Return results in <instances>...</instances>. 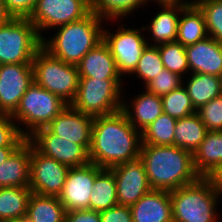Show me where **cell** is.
Instances as JSON below:
<instances>
[{
  "instance_id": "30",
  "label": "cell",
  "mask_w": 222,
  "mask_h": 222,
  "mask_svg": "<svg viewBox=\"0 0 222 222\" xmlns=\"http://www.w3.org/2000/svg\"><path fill=\"white\" fill-rule=\"evenodd\" d=\"M147 0H93L90 3L91 11H93L100 18L110 22L118 20L121 22L123 17H128L132 12L144 7ZM141 6V7H140Z\"/></svg>"
},
{
  "instance_id": "39",
  "label": "cell",
  "mask_w": 222,
  "mask_h": 222,
  "mask_svg": "<svg viewBox=\"0 0 222 222\" xmlns=\"http://www.w3.org/2000/svg\"><path fill=\"white\" fill-rule=\"evenodd\" d=\"M7 12L14 18H28L37 0H3Z\"/></svg>"
},
{
  "instance_id": "34",
  "label": "cell",
  "mask_w": 222,
  "mask_h": 222,
  "mask_svg": "<svg viewBox=\"0 0 222 222\" xmlns=\"http://www.w3.org/2000/svg\"><path fill=\"white\" fill-rule=\"evenodd\" d=\"M161 98L163 112L170 117L180 119L196 113L191 99L183 85Z\"/></svg>"
},
{
  "instance_id": "8",
  "label": "cell",
  "mask_w": 222,
  "mask_h": 222,
  "mask_svg": "<svg viewBox=\"0 0 222 222\" xmlns=\"http://www.w3.org/2000/svg\"><path fill=\"white\" fill-rule=\"evenodd\" d=\"M42 39L28 18L12 17L0 25V65L32 63Z\"/></svg>"
},
{
  "instance_id": "21",
  "label": "cell",
  "mask_w": 222,
  "mask_h": 222,
  "mask_svg": "<svg viewBox=\"0 0 222 222\" xmlns=\"http://www.w3.org/2000/svg\"><path fill=\"white\" fill-rule=\"evenodd\" d=\"M31 142L25 139L0 165V188L29 187Z\"/></svg>"
},
{
  "instance_id": "45",
  "label": "cell",
  "mask_w": 222,
  "mask_h": 222,
  "mask_svg": "<svg viewBox=\"0 0 222 222\" xmlns=\"http://www.w3.org/2000/svg\"><path fill=\"white\" fill-rule=\"evenodd\" d=\"M17 147H0V165L5 162Z\"/></svg>"
},
{
  "instance_id": "11",
  "label": "cell",
  "mask_w": 222,
  "mask_h": 222,
  "mask_svg": "<svg viewBox=\"0 0 222 222\" xmlns=\"http://www.w3.org/2000/svg\"><path fill=\"white\" fill-rule=\"evenodd\" d=\"M70 167L40 153L31 143L29 188L39 195L58 196Z\"/></svg>"
},
{
  "instance_id": "47",
  "label": "cell",
  "mask_w": 222,
  "mask_h": 222,
  "mask_svg": "<svg viewBox=\"0 0 222 222\" xmlns=\"http://www.w3.org/2000/svg\"><path fill=\"white\" fill-rule=\"evenodd\" d=\"M220 83H221V90H222V72H221V75H220Z\"/></svg>"
},
{
  "instance_id": "16",
  "label": "cell",
  "mask_w": 222,
  "mask_h": 222,
  "mask_svg": "<svg viewBox=\"0 0 222 222\" xmlns=\"http://www.w3.org/2000/svg\"><path fill=\"white\" fill-rule=\"evenodd\" d=\"M93 120L94 117L68 105L46 127L57 136L75 144L83 145L89 151Z\"/></svg>"
},
{
  "instance_id": "26",
  "label": "cell",
  "mask_w": 222,
  "mask_h": 222,
  "mask_svg": "<svg viewBox=\"0 0 222 222\" xmlns=\"http://www.w3.org/2000/svg\"><path fill=\"white\" fill-rule=\"evenodd\" d=\"M189 75L191 77L187 82L183 79V86L195 110L222 93L220 77L201 73H189Z\"/></svg>"
},
{
  "instance_id": "43",
  "label": "cell",
  "mask_w": 222,
  "mask_h": 222,
  "mask_svg": "<svg viewBox=\"0 0 222 222\" xmlns=\"http://www.w3.org/2000/svg\"><path fill=\"white\" fill-rule=\"evenodd\" d=\"M150 1V0H147ZM155 1V3H158V5L160 6H178V7H187L190 4L193 3V1H189V0H152Z\"/></svg>"
},
{
  "instance_id": "5",
  "label": "cell",
  "mask_w": 222,
  "mask_h": 222,
  "mask_svg": "<svg viewBox=\"0 0 222 222\" xmlns=\"http://www.w3.org/2000/svg\"><path fill=\"white\" fill-rule=\"evenodd\" d=\"M67 106L60 97L34 82L11 117L17 123L20 133L27 139L37 129L46 127ZM21 124L26 128L19 127Z\"/></svg>"
},
{
  "instance_id": "18",
  "label": "cell",
  "mask_w": 222,
  "mask_h": 222,
  "mask_svg": "<svg viewBox=\"0 0 222 222\" xmlns=\"http://www.w3.org/2000/svg\"><path fill=\"white\" fill-rule=\"evenodd\" d=\"M133 222H173L170 192L151 190L130 206Z\"/></svg>"
},
{
  "instance_id": "1",
  "label": "cell",
  "mask_w": 222,
  "mask_h": 222,
  "mask_svg": "<svg viewBox=\"0 0 222 222\" xmlns=\"http://www.w3.org/2000/svg\"><path fill=\"white\" fill-rule=\"evenodd\" d=\"M141 132L122 110L93 120L89 158L101 168H111L139 157Z\"/></svg>"
},
{
  "instance_id": "6",
  "label": "cell",
  "mask_w": 222,
  "mask_h": 222,
  "mask_svg": "<svg viewBox=\"0 0 222 222\" xmlns=\"http://www.w3.org/2000/svg\"><path fill=\"white\" fill-rule=\"evenodd\" d=\"M34 82L70 105L77 94L78 67L52 56L41 47L32 61Z\"/></svg>"
},
{
  "instance_id": "4",
  "label": "cell",
  "mask_w": 222,
  "mask_h": 222,
  "mask_svg": "<svg viewBox=\"0 0 222 222\" xmlns=\"http://www.w3.org/2000/svg\"><path fill=\"white\" fill-rule=\"evenodd\" d=\"M219 198L208 177L170 191L173 222H220L216 213Z\"/></svg>"
},
{
  "instance_id": "44",
  "label": "cell",
  "mask_w": 222,
  "mask_h": 222,
  "mask_svg": "<svg viewBox=\"0 0 222 222\" xmlns=\"http://www.w3.org/2000/svg\"><path fill=\"white\" fill-rule=\"evenodd\" d=\"M12 16L7 12L3 0H0V25L7 23Z\"/></svg>"
},
{
  "instance_id": "10",
  "label": "cell",
  "mask_w": 222,
  "mask_h": 222,
  "mask_svg": "<svg viewBox=\"0 0 222 222\" xmlns=\"http://www.w3.org/2000/svg\"><path fill=\"white\" fill-rule=\"evenodd\" d=\"M90 12L91 6L87 0H37L28 19L43 39V31L78 21Z\"/></svg>"
},
{
  "instance_id": "41",
  "label": "cell",
  "mask_w": 222,
  "mask_h": 222,
  "mask_svg": "<svg viewBox=\"0 0 222 222\" xmlns=\"http://www.w3.org/2000/svg\"><path fill=\"white\" fill-rule=\"evenodd\" d=\"M65 222H100V214L89 209L66 212Z\"/></svg>"
},
{
  "instance_id": "35",
  "label": "cell",
  "mask_w": 222,
  "mask_h": 222,
  "mask_svg": "<svg viewBox=\"0 0 222 222\" xmlns=\"http://www.w3.org/2000/svg\"><path fill=\"white\" fill-rule=\"evenodd\" d=\"M203 12L208 35L222 43V0H193Z\"/></svg>"
},
{
  "instance_id": "36",
  "label": "cell",
  "mask_w": 222,
  "mask_h": 222,
  "mask_svg": "<svg viewBox=\"0 0 222 222\" xmlns=\"http://www.w3.org/2000/svg\"><path fill=\"white\" fill-rule=\"evenodd\" d=\"M182 79L183 77L180 75L164 69L145 86V89L152 94L162 97L182 86Z\"/></svg>"
},
{
  "instance_id": "29",
  "label": "cell",
  "mask_w": 222,
  "mask_h": 222,
  "mask_svg": "<svg viewBox=\"0 0 222 222\" xmlns=\"http://www.w3.org/2000/svg\"><path fill=\"white\" fill-rule=\"evenodd\" d=\"M31 193L29 187L0 188V222L24 218Z\"/></svg>"
},
{
  "instance_id": "2",
  "label": "cell",
  "mask_w": 222,
  "mask_h": 222,
  "mask_svg": "<svg viewBox=\"0 0 222 222\" xmlns=\"http://www.w3.org/2000/svg\"><path fill=\"white\" fill-rule=\"evenodd\" d=\"M139 157L152 190L170 192L201 177L193 165V154L175 145L142 144Z\"/></svg>"
},
{
  "instance_id": "3",
  "label": "cell",
  "mask_w": 222,
  "mask_h": 222,
  "mask_svg": "<svg viewBox=\"0 0 222 222\" xmlns=\"http://www.w3.org/2000/svg\"><path fill=\"white\" fill-rule=\"evenodd\" d=\"M105 19L91 11L86 17L55 28L49 39H42V47L52 56L77 66L84 55L103 40Z\"/></svg>"
},
{
  "instance_id": "7",
  "label": "cell",
  "mask_w": 222,
  "mask_h": 222,
  "mask_svg": "<svg viewBox=\"0 0 222 222\" xmlns=\"http://www.w3.org/2000/svg\"><path fill=\"white\" fill-rule=\"evenodd\" d=\"M122 81V79L79 78L77 94L70 105L94 118L122 110Z\"/></svg>"
},
{
  "instance_id": "17",
  "label": "cell",
  "mask_w": 222,
  "mask_h": 222,
  "mask_svg": "<svg viewBox=\"0 0 222 222\" xmlns=\"http://www.w3.org/2000/svg\"><path fill=\"white\" fill-rule=\"evenodd\" d=\"M190 73L220 77L222 72V43L208 36L185 46Z\"/></svg>"
},
{
  "instance_id": "37",
  "label": "cell",
  "mask_w": 222,
  "mask_h": 222,
  "mask_svg": "<svg viewBox=\"0 0 222 222\" xmlns=\"http://www.w3.org/2000/svg\"><path fill=\"white\" fill-rule=\"evenodd\" d=\"M196 113L208 131H222V93L201 106Z\"/></svg>"
},
{
  "instance_id": "28",
  "label": "cell",
  "mask_w": 222,
  "mask_h": 222,
  "mask_svg": "<svg viewBox=\"0 0 222 222\" xmlns=\"http://www.w3.org/2000/svg\"><path fill=\"white\" fill-rule=\"evenodd\" d=\"M118 205L113 172L104 168L96 177L90 194L89 210L102 212Z\"/></svg>"
},
{
  "instance_id": "9",
  "label": "cell",
  "mask_w": 222,
  "mask_h": 222,
  "mask_svg": "<svg viewBox=\"0 0 222 222\" xmlns=\"http://www.w3.org/2000/svg\"><path fill=\"white\" fill-rule=\"evenodd\" d=\"M121 25L116 32H111V30L109 32L107 28H103V41L108 45L111 55L114 57L119 74L127 76L135 70L149 42L142 34L145 30L144 27L131 29L125 28L124 24Z\"/></svg>"
},
{
  "instance_id": "32",
  "label": "cell",
  "mask_w": 222,
  "mask_h": 222,
  "mask_svg": "<svg viewBox=\"0 0 222 222\" xmlns=\"http://www.w3.org/2000/svg\"><path fill=\"white\" fill-rule=\"evenodd\" d=\"M165 69L181 77L189 74V65L185 46L178 42L157 45Z\"/></svg>"
},
{
  "instance_id": "46",
  "label": "cell",
  "mask_w": 222,
  "mask_h": 222,
  "mask_svg": "<svg viewBox=\"0 0 222 222\" xmlns=\"http://www.w3.org/2000/svg\"><path fill=\"white\" fill-rule=\"evenodd\" d=\"M4 222H28V221L24 217V218H19V219L8 220V221H4Z\"/></svg>"
},
{
  "instance_id": "22",
  "label": "cell",
  "mask_w": 222,
  "mask_h": 222,
  "mask_svg": "<svg viewBox=\"0 0 222 222\" xmlns=\"http://www.w3.org/2000/svg\"><path fill=\"white\" fill-rule=\"evenodd\" d=\"M222 164V131H208L193 153V165L201 177H209Z\"/></svg>"
},
{
  "instance_id": "23",
  "label": "cell",
  "mask_w": 222,
  "mask_h": 222,
  "mask_svg": "<svg viewBox=\"0 0 222 222\" xmlns=\"http://www.w3.org/2000/svg\"><path fill=\"white\" fill-rule=\"evenodd\" d=\"M162 9L152 18L151 23L145 26L144 29L150 31L152 38L147 37L146 40L151 39L157 46L164 43L176 42L178 34V24L181 10L184 7L178 6H160Z\"/></svg>"
},
{
  "instance_id": "19",
  "label": "cell",
  "mask_w": 222,
  "mask_h": 222,
  "mask_svg": "<svg viewBox=\"0 0 222 222\" xmlns=\"http://www.w3.org/2000/svg\"><path fill=\"white\" fill-rule=\"evenodd\" d=\"M77 67L79 78L123 79L108 45L103 40L84 55Z\"/></svg>"
},
{
  "instance_id": "42",
  "label": "cell",
  "mask_w": 222,
  "mask_h": 222,
  "mask_svg": "<svg viewBox=\"0 0 222 222\" xmlns=\"http://www.w3.org/2000/svg\"><path fill=\"white\" fill-rule=\"evenodd\" d=\"M214 188L222 196V164L208 177Z\"/></svg>"
},
{
  "instance_id": "27",
  "label": "cell",
  "mask_w": 222,
  "mask_h": 222,
  "mask_svg": "<svg viewBox=\"0 0 222 222\" xmlns=\"http://www.w3.org/2000/svg\"><path fill=\"white\" fill-rule=\"evenodd\" d=\"M208 130L197 113L177 119L174 145L194 153L206 137Z\"/></svg>"
},
{
  "instance_id": "20",
  "label": "cell",
  "mask_w": 222,
  "mask_h": 222,
  "mask_svg": "<svg viewBox=\"0 0 222 222\" xmlns=\"http://www.w3.org/2000/svg\"><path fill=\"white\" fill-rule=\"evenodd\" d=\"M125 99L122 101V111L131 125L140 132L164 113L162 98L148 92L146 89L137 94L136 97L134 95V99L131 98V101H125Z\"/></svg>"
},
{
  "instance_id": "12",
  "label": "cell",
  "mask_w": 222,
  "mask_h": 222,
  "mask_svg": "<svg viewBox=\"0 0 222 222\" xmlns=\"http://www.w3.org/2000/svg\"><path fill=\"white\" fill-rule=\"evenodd\" d=\"M27 139L40 153L70 168L91 162L89 151L83 145L61 138L47 127L37 129Z\"/></svg>"
},
{
  "instance_id": "40",
  "label": "cell",
  "mask_w": 222,
  "mask_h": 222,
  "mask_svg": "<svg viewBox=\"0 0 222 222\" xmlns=\"http://www.w3.org/2000/svg\"><path fill=\"white\" fill-rule=\"evenodd\" d=\"M100 214V222H133L130 206L116 205Z\"/></svg>"
},
{
  "instance_id": "14",
  "label": "cell",
  "mask_w": 222,
  "mask_h": 222,
  "mask_svg": "<svg viewBox=\"0 0 222 222\" xmlns=\"http://www.w3.org/2000/svg\"><path fill=\"white\" fill-rule=\"evenodd\" d=\"M103 169L92 162L69 169L62 192L58 195L65 212L89 209L95 177Z\"/></svg>"
},
{
  "instance_id": "31",
  "label": "cell",
  "mask_w": 222,
  "mask_h": 222,
  "mask_svg": "<svg viewBox=\"0 0 222 222\" xmlns=\"http://www.w3.org/2000/svg\"><path fill=\"white\" fill-rule=\"evenodd\" d=\"M176 118L168 114H161L145 130L141 132L142 144L146 145H174Z\"/></svg>"
},
{
  "instance_id": "15",
  "label": "cell",
  "mask_w": 222,
  "mask_h": 222,
  "mask_svg": "<svg viewBox=\"0 0 222 222\" xmlns=\"http://www.w3.org/2000/svg\"><path fill=\"white\" fill-rule=\"evenodd\" d=\"M109 169L115 176L118 205L131 206L152 190L140 157Z\"/></svg>"
},
{
  "instance_id": "25",
  "label": "cell",
  "mask_w": 222,
  "mask_h": 222,
  "mask_svg": "<svg viewBox=\"0 0 222 222\" xmlns=\"http://www.w3.org/2000/svg\"><path fill=\"white\" fill-rule=\"evenodd\" d=\"M65 213L58 196L31 193L25 218L28 222H65Z\"/></svg>"
},
{
  "instance_id": "33",
  "label": "cell",
  "mask_w": 222,
  "mask_h": 222,
  "mask_svg": "<svg viewBox=\"0 0 222 222\" xmlns=\"http://www.w3.org/2000/svg\"><path fill=\"white\" fill-rule=\"evenodd\" d=\"M164 69L158 47L149 43L131 74L141 79L145 87Z\"/></svg>"
},
{
  "instance_id": "38",
  "label": "cell",
  "mask_w": 222,
  "mask_h": 222,
  "mask_svg": "<svg viewBox=\"0 0 222 222\" xmlns=\"http://www.w3.org/2000/svg\"><path fill=\"white\" fill-rule=\"evenodd\" d=\"M25 139L11 115L0 114V147H18Z\"/></svg>"
},
{
  "instance_id": "13",
  "label": "cell",
  "mask_w": 222,
  "mask_h": 222,
  "mask_svg": "<svg viewBox=\"0 0 222 222\" xmlns=\"http://www.w3.org/2000/svg\"><path fill=\"white\" fill-rule=\"evenodd\" d=\"M34 83L32 63L0 65V114L12 115Z\"/></svg>"
},
{
  "instance_id": "24",
  "label": "cell",
  "mask_w": 222,
  "mask_h": 222,
  "mask_svg": "<svg viewBox=\"0 0 222 222\" xmlns=\"http://www.w3.org/2000/svg\"><path fill=\"white\" fill-rule=\"evenodd\" d=\"M180 16L176 42L187 46L209 36L203 12L194 2L184 7Z\"/></svg>"
}]
</instances>
